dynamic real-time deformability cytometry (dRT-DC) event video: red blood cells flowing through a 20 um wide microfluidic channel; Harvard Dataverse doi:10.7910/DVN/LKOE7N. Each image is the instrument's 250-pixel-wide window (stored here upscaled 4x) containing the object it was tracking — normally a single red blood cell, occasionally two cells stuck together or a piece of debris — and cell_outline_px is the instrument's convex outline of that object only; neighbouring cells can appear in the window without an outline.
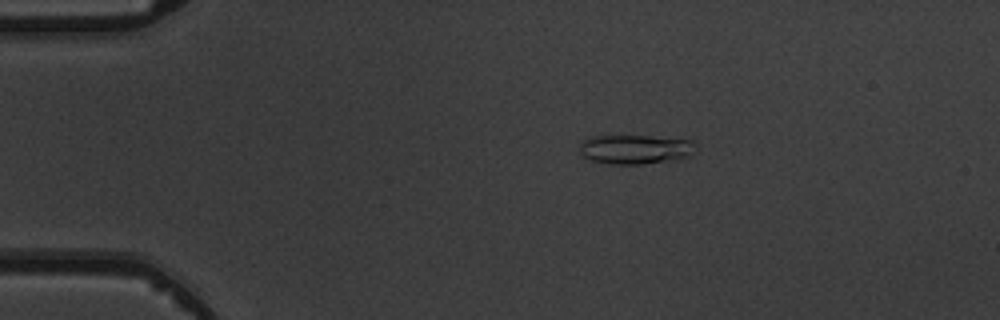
{"species": "common noctule bat (a hibernating species)", "species_latin": "Nyctalus noctula", "temperature_condition": "warm", "stored_images_in_passage": 4, "camera_frame_rate_fps": 3000, "um_per_image_px": 0.085, "animal": {"sex": "male", "body_mass_g": 19.5, "forearm_length_mm": 54.6}, "frame": {"image": 1, "passage_image": 3, "time_ms": 2.333, "image_size_px": [1000, 320], "cell_outline_px": [[700, 148], [692, 156], [676, 160], [644, 164], [608, 164], [592, 160], [580, 156], [580, 144], [588, 136], [648, 136], [696, 140]], "centroid_in_image_um": [54.1, 12.69], "position_along_channel_um": 30.9, "area_um2": 20.52}}